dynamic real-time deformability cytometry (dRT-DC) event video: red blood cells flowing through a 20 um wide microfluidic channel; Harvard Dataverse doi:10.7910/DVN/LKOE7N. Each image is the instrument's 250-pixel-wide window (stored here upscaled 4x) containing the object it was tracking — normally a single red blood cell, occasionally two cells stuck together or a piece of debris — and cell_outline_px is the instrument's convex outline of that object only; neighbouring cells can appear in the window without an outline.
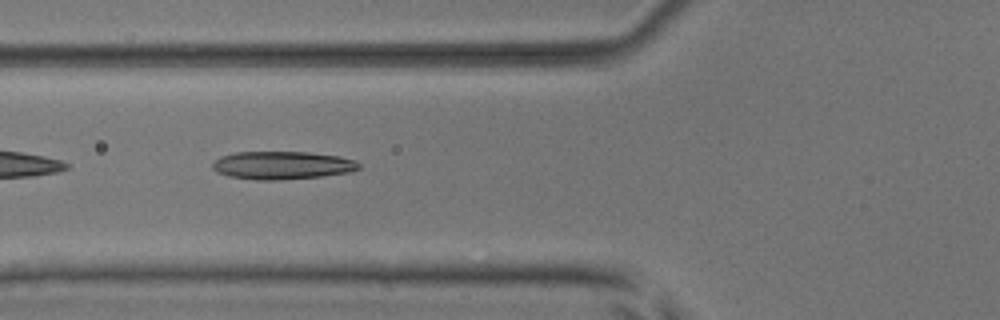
{"species": "common noctule bat (a hibernating species)", "species_latin": "Nyctalus noctula", "temperature_condition": "room temperature", "stored_images_in_passage": 7, "camera_frame_rate_fps": 3000, "um_per_image_px": 0.085, "animal": {"sex": "male", "body_mass_g": 17.9, "forearm_length_mm": 54.2}, "frame": {"image": 1, "passage_image": 5, "time_ms": 4.667, "image_size_px": [1000, 320], "cell_outline_px": [[360, 168], [348, 172], [320, 176], [276, 180], [256, 180], [228, 176], [216, 172], [212, 168], [212, 164], [220, 156], [236, 152], [308, 152], [340, 156], [356, 160], [360, 164]], "centroid_in_image_um": [23.97, 14.04], "position_along_channel_um": 101.8, "area_um2": 23.87}}
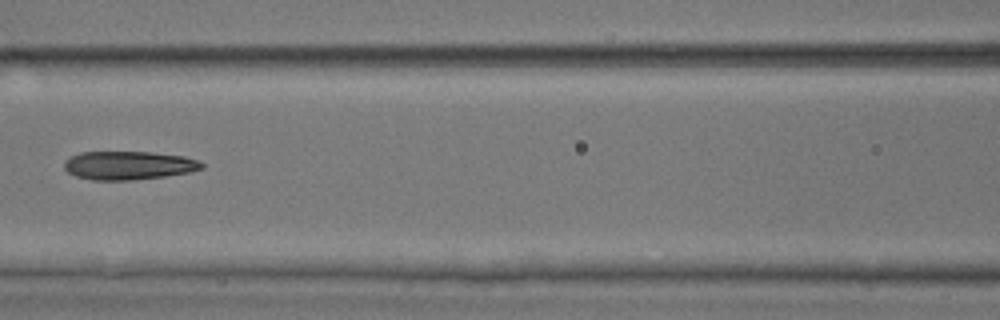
{"frame": {"image": 2, "passage_image": 6, "time_ms": 6.0, "image_size_px": [1000, 320], "cell_outline_px": [[204, 168], [192, 172], [164, 176], [132, 180], [92, 180], [76, 176], [68, 172], [64, 168], [64, 164], [68, 156], [80, 152], [152, 152], [184, 156], [200, 160], [204, 164]], "centroid_in_image_um": [10.95, 14.05], "position_along_channel_um": 155.6, "area_um2": 23.06}}